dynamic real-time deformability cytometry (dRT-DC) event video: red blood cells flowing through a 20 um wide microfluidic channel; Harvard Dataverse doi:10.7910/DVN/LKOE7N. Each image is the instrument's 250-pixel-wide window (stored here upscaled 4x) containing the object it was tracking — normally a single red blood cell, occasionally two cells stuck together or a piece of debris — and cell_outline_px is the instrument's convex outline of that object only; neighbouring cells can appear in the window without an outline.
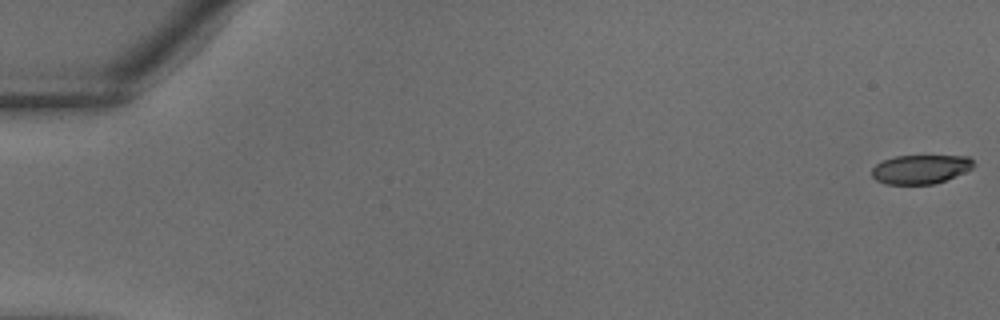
{"species": "common noctule bat (a hibernating species)", "species_latin": "Nyctalus noctula", "temperature_condition": "warm", "stored_images_in_passage": 38, "camera_frame_rate_fps": 3000, "um_per_image_px": 0.085, "animal": {"sex": "male", "body_mass_g": 18.8}, "frame": {"image": 1, "passage_image": 1, "time_ms": 0.0, "image_size_px": [1000, 320], "cell_outline_px": [[972, 168], [964, 172], [944, 180], [932, 184], [884, 184], [876, 180], [872, 176], [872, 168], [876, 164], [884, 160], [896, 156], [968, 156], [972, 160]], "centroid_in_image_um": [78.2, 14.38], "position_along_channel_um": 6.8, "area_um2": 16.94}}
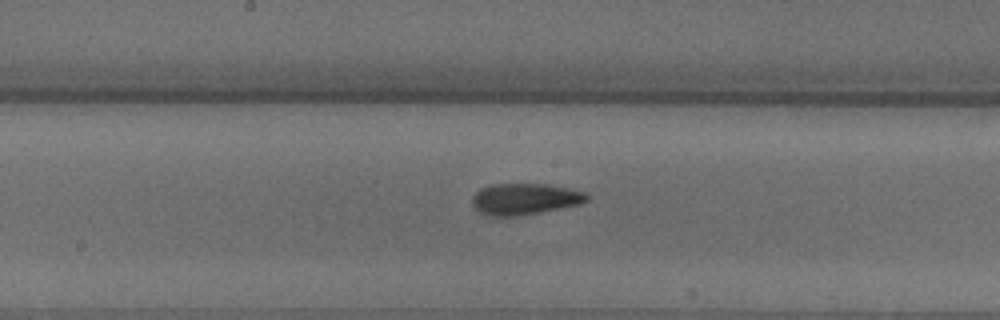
{"frame": {"image": 2, "passage_image": 21, "time_ms": 6.667, "image_size_px": [1000, 320], "cell_outline_px": [[588, 200], [580, 204], [520, 216], [488, 216], [480, 212], [472, 204], [472, 196], [480, 188], [492, 184], [548, 184], [568, 188], [584, 192], [588, 196]], "centroid_in_image_um": [44.58, 16.91], "position_along_channel_um": 203.6, "area_um2": 20.92}}
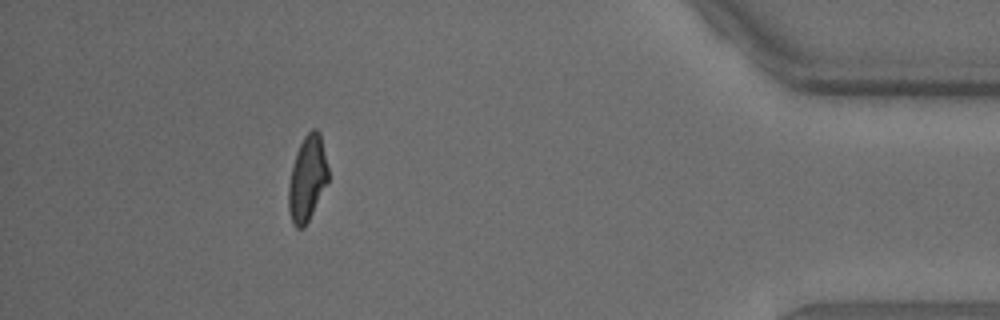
{"frame": {"image": 3, "passage_image": 35, "time_ms": 11.333, "image_size_px": [1000, 320], "cell_outline_px": [[328, 180], [304, 228], [296, 228], [292, 224], [288, 208], [288, 184], [292, 164], [296, 152], [304, 136], [312, 128], [316, 128], [320, 132], [328, 168]], "centroid_in_image_um": [26.09, 15.15], "position_along_channel_um": 409.1, "area_um2": 19.65}}